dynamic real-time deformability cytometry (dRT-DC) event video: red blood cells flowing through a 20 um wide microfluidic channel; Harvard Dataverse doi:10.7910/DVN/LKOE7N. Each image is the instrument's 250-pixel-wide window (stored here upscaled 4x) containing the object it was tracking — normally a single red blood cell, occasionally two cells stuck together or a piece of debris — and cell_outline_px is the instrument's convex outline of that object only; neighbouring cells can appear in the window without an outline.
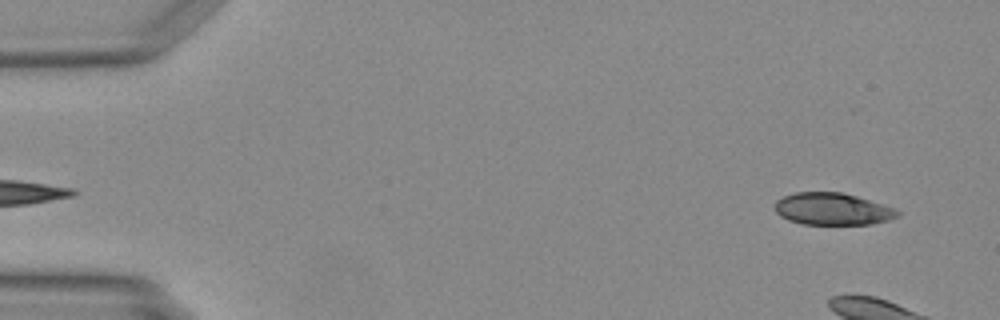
{"species": "Egyptian fruit bat (a non-hibernating species)", "species_latin": "Rousettus aegyptiacus", "temperature_condition": "warm", "stored_images_in_passage": 6, "camera_frame_rate_fps": 3000, "um_per_image_px": 0.085, "animal": {"sex": "female"}, "frame": {"image": 1, "passage_image": 2, "time_ms": 0.333, "image_size_px": [1000, 320], "cell_outline_px": [[900, 212], [896, 216], [888, 220], [872, 224], [800, 224], [788, 220], [780, 216], [776, 212], [776, 200], [784, 196], [796, 192], [840, 192], [856, 196], [892, 208]], "centroid_in_image_um": [70.7, 17.77], "position_along_channel_um": 14.3, "area_um2": 22.6}}